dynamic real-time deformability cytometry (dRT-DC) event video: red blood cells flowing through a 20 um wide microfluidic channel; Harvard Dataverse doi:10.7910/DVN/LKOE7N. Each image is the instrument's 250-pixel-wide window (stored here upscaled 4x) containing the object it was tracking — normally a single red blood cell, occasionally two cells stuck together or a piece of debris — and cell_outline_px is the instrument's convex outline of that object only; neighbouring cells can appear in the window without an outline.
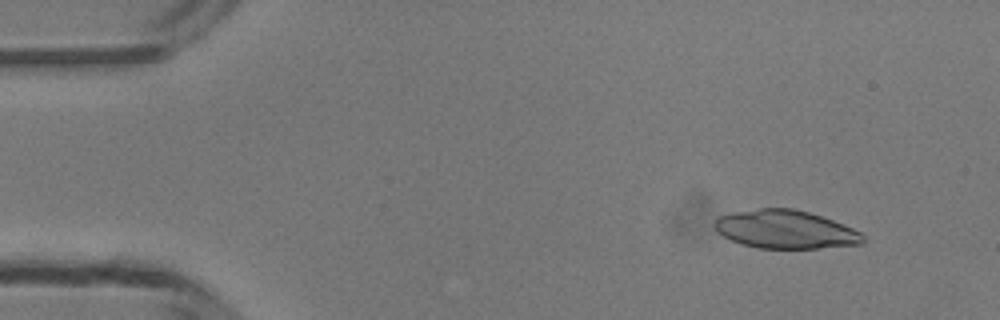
{"species": "common noctule bat (a hibernating species)", "species_latin": "Nyctalus noctula", "temperature_condition": "room temperature", "stored_images_in_passage": 47, "camera_frame_rate_fps": 3000, "um_per_image_px": 0.085, "animal": {"sex": "male", "body_mass_g": 13.3}, "frame": {"image": 1, "passage_image": 4, "time_ms": 1.0, "image_size_px": [1000, 320], "cell_outline_px": [[864, 240], [860, 244], [816, 248], [760, 248], [740, 244], [724, 236], [716, 228], [716, 220], [720, 216], [736, 212], [760, 208], [792, 208], [808, 212], [832, 220], [852, 228], [860, 232], [864, 236]], "centroid_in_image_um": [66.78, 19.5], "position_along_channel_um": 18.2, "area_um2": 32.54}}